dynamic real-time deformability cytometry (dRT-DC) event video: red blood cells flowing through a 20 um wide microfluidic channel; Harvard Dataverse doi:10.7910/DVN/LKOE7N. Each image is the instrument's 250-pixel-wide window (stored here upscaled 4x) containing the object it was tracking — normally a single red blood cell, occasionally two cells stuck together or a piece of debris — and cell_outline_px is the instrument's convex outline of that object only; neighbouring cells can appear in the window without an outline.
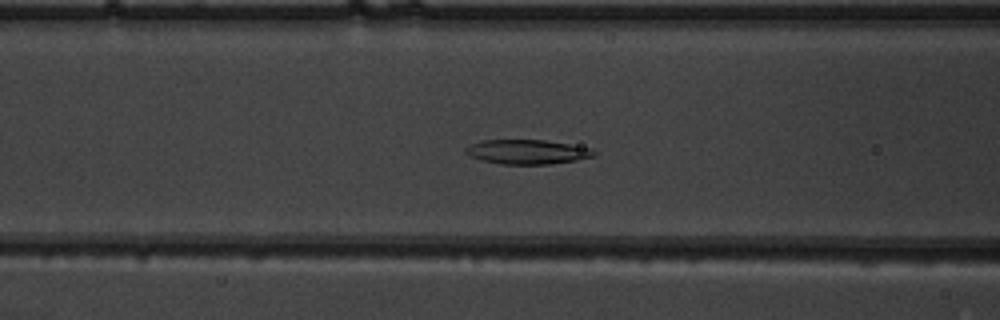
{"species": "common noctule bat (a hibernating species)", "species_latin": "Nyctalus noctula", "temperature_condition": "warm", "stored_images_in_passage": 37, "camera_frame_rate_fps": 3000, "um_per_image_px": 0.085, "animal": {"sex": "male", "body_mass_g": 19.5, "forearm_length_mm": 54.6}, "frame": {"image": 1, "passage_image": 7, "time_ms": 2.0, "image_size_px": [1000, 320], "cell_outline_px": [[596, 156], [576, 160], [548, 164], [500, 164], [468, 156], [464, 152], [464, 148], [480, 140], [544, 140], [592, 148], [596, 152]], "centroid_in_image_um": [44.81, 12.9], "position_along_channel_um": 121.8, "area_um2": 18.26}}
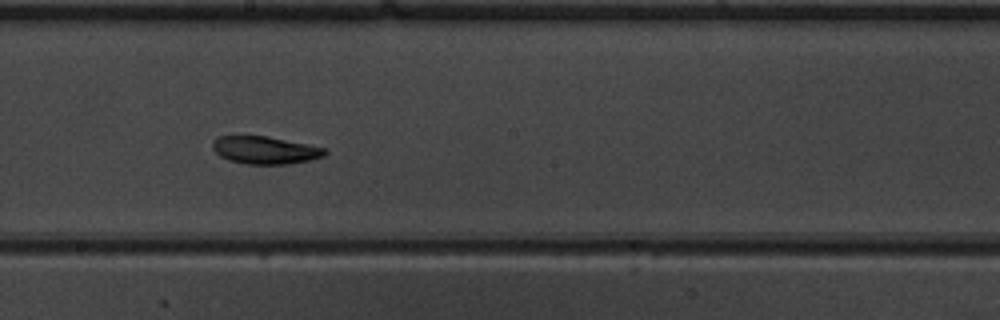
{"frame": {"image": 2, "passage_image": 15, "time_ms": 4.667, "image_size_px": [1000, 320], "cell_outline_px": [[328, 152], [324, 156], [308, 160], [288, 164], [244, 164], [228, 160], [220, 156], [212, 148], [212, 144], [220, 136], [268, 136], [328, 148]], "centroid_in_image_um": [22.57, 12.76], "position_along_channel_um": 225.6, "area_um2": 18.09}}
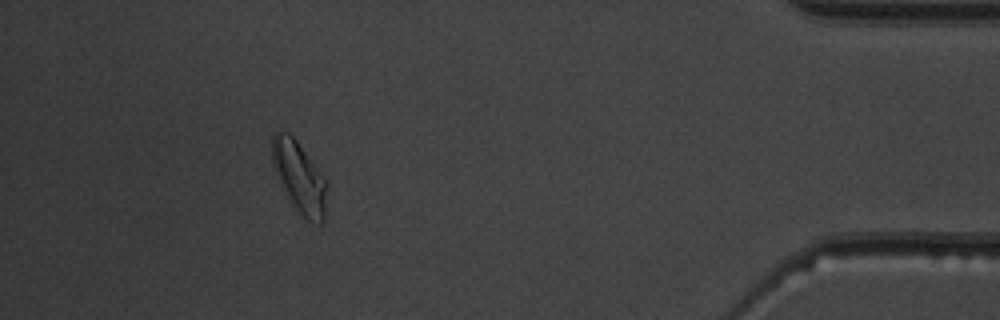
{"frame": {"image": 3, "passage_image": 33, "time_ms": 10.667, "image_size_px": [1000, 320], "cell_outline_px": [[328, 184], [324, 220], [320, 224], [308, 220], [296, 212], [292, 208], [276, 176], [272, 164], [272, 136], [276, 132], [288, 132], [296, 140], [328, 180]], "centroid_in_image_um": [25.45, 15.1], "position_along_channel_um": 409.7, "area_um2": 23.24}, "authors_computed_cell_mechanics": {"area_um2": 18.6116, "velocity_mm_per_s": 3.9106, "shape_relaxation_time_tau1_ms": 3.3687, "shape_relaxation_time_tau2_ms": null, "deformation_change_tau1": 0.0939, "deformation_change_tau2": null}}